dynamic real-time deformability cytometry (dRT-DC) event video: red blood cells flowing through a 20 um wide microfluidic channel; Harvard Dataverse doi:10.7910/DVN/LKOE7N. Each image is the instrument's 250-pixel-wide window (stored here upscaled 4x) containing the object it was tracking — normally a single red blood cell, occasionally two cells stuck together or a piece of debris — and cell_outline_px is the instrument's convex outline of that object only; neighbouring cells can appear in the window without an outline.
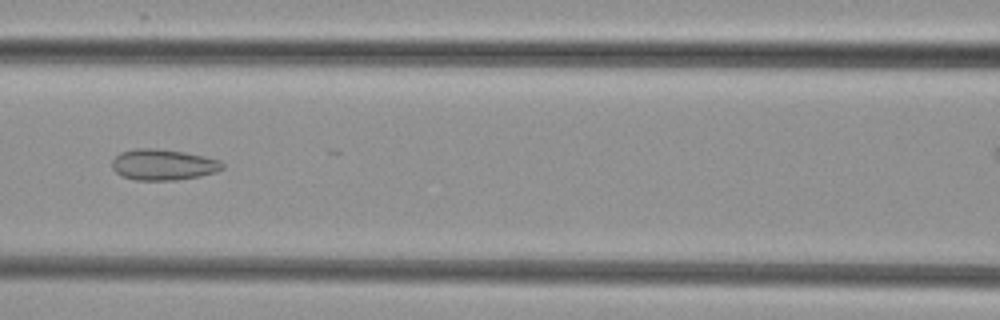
{"species": "common noctule bat (a hibernating species)", "species_latin": "Nyctalus noctula", "temperature_condition": "cold", "stored_images_in_passage": 5, "camera_frame_rate_fps": 3000, "um_per_image_px": 0.085, "animal": {"sex": "female", "body_mass_g": 29.2, "forearm_length_mm": 56.3}, "frame": {"image": 1, "passage_image": 4, "time_ms": 3.333, "image_size_px": [1000, 320], "cell_outline_px": [[224, 168], [216, 172], [200, 176], [176, 180], [136, 180], [124, 176], [116, 172], [112, 168], [112, 160], [120, 152], [136, 148], [156, 148], [184, 152], [204, 156], [220, 160], [224, 164]], "centroid_in_image_um": [13.88, 13.99], "position_along_channel_um": 152.7, "area_um2": 19.94}}